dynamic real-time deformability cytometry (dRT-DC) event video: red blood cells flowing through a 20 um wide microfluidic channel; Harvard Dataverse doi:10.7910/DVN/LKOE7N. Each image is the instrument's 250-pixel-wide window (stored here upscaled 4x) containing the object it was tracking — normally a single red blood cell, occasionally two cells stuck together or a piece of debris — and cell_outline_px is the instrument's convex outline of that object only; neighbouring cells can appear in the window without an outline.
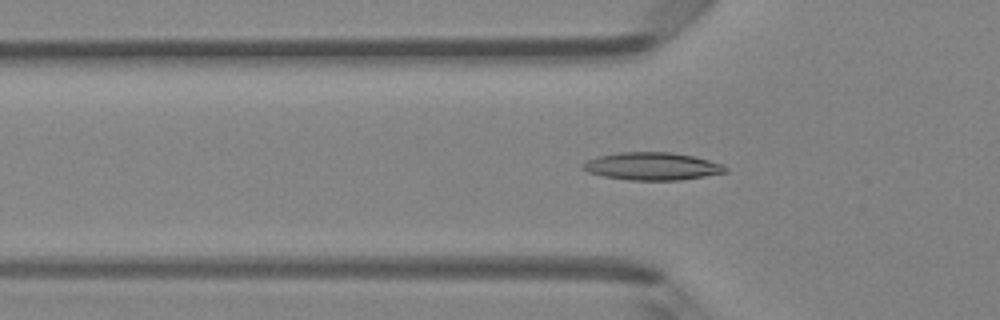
{"species": "Egyptian fruit bat (a non-hibernating species)", "species_latin": "Rousettus aegyptiacus", "temperature_condition": "room temperature", "stored_images_in_passage": 38, "camera_frame_rate_fps": 3000, "um_per_image_px": 0.085, "animal": {"sex": "female"}, "frame": {"image": 1, "passage_image": 6, "time_ms": 1.667, "image_size_px": [1000, 320], "cell_outline_px": [[728, 172], [680, 180], [628, 180], [604, 176], [588, 172], [580, 168], [580, 164], [596, 156], [620, 152], [672, 152], [692, 156], [724, 164], [728, 168]], "centroid_in_image_um": [55.41, 14.13], "position_along_channel_um": 70.4, "area_um2": 23.12}}
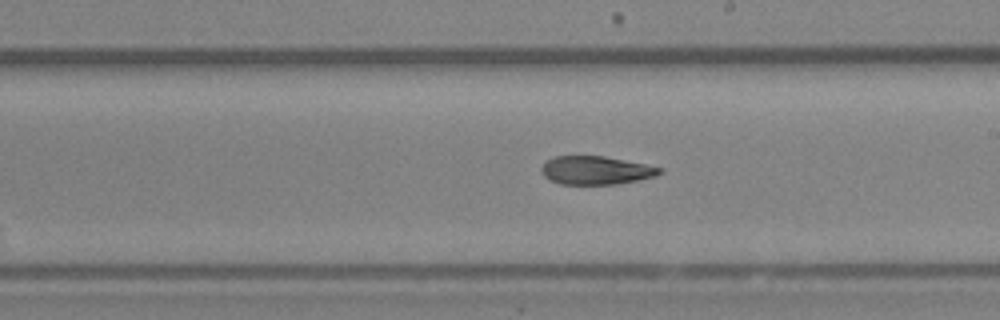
{"frame": {"image": 2, "passage_image": 18, "time_ms": 5.667, "image_size_px": [1000, 320], "cell_outline_px": [[664, 168], [656, 176], [616, 184], [560, 184], [548, 180], [540, 172], [540, 168], [552, 156], [604, 156]], "centroid_in_image_um": [50.6, 14.48], "position_along_channel_um": 238.4, "area_um2": 19.48}}
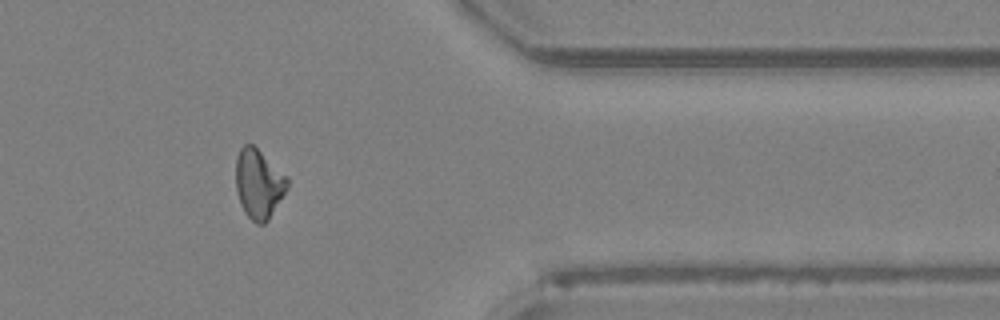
{"frame": {"image": 3, "passage_image": 30, "time_ms": 9.667, "image_size_px": [1000, 320], "cell_outline_px": [[288, 188], [268, 220], [264, 224], [256, 224], [244, 212], [240, 204], [236, 192], [236, 156], [240, 148], [244, 144], [252, 144], [288, 176]], "centroid_in_image_um": [21.98, 15.62], "position_along_channel_um": 389.4, "area_um2": 20.92}, "authors_computed_cell_mechanics": {"area_um2": 20.808, "velocity_mm_per_s": 4.2007, "shape_relaxation_time_tau1_ms": null, "shape_relaxation_time_tau2_ms": 6.1386, "deformation_change_tau1": null, "deformation_change_tau2": 0.1423}}